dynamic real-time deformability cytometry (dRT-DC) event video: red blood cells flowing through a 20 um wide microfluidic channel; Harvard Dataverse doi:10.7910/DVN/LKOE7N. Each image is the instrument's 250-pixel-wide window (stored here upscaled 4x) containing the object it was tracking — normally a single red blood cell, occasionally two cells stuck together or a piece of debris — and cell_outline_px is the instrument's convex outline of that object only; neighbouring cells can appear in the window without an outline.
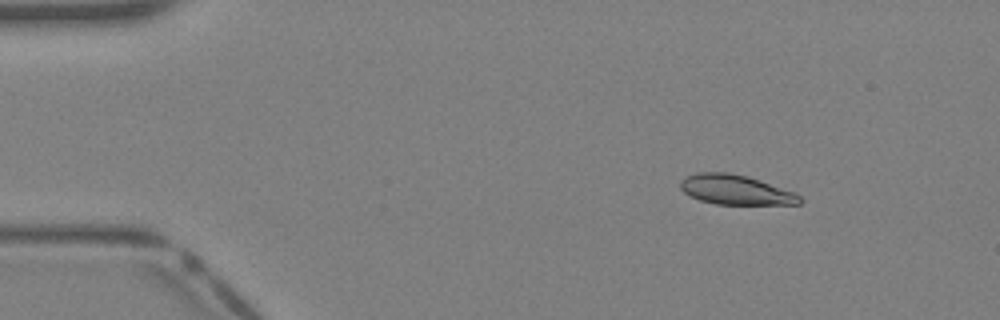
{"species": "Egyptian fruit bat (a non-hibernating species)", "species_latin": "Rousettus aegyptiacus", "temperature_condition": "warm", "stored_images_in_passage": 39, "camera_frame_rate_fps": 3000, "um_per_image_px": 0.085, "animal": {"sex": "female"}, "frame": {"image": 1, "passage_image": 5, "time_ms": 1.333, "image_size_px": [1000, 320], "cell_outline_px": [[804, 200], [800, 204], [716, 204], [700, 200], [684, 192], [680, 188], [680, 180], [688, 176], [700, 172], [728, 172], [748, 176], [796, 192]], "centroid_in_image_um": [62.57, 16.13], "position_along_channel_um": 22.4, "area_um2": 20.69}}
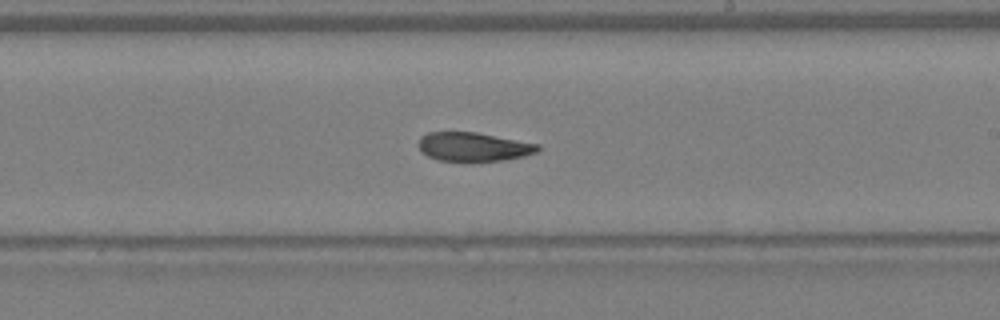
{"frame": {"image": 2, "passage_image": 23, "time_ms": 7.333, "image_size_px": [1000, 320], "cell_outline_px": [[540, 148], [536, 152], [524, 156], [504, 160], [472, 164], [436, 160], [420, 152], [420, 136], [428, 132], [476, 132], [540, 144]], "centroid_in_image_um": [40.23, 12.52], "position_along_channel_um": 248.8, "area_um2": 20.81}}
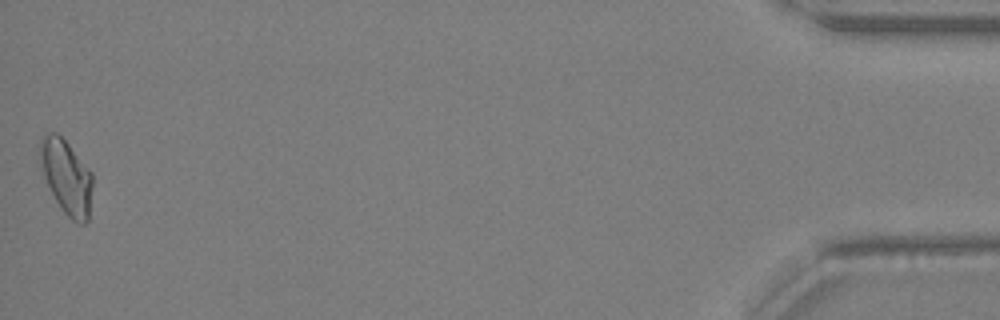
{"frame": {"image": 3, "passage_image": 39, "time_ms": 12.667, "image_size_px": [1000, 320], "cell_outline_px": [[92, 188], [88, 220], [84, 224], [76, 224], [60, 208], [44, 176], [40, 156], [40, 140], [44, 132], [56, 132], [68, 144], [92, 172]], "centroid_in_image_um": [5.66, 15.04], "position_along_channel_um": 429.5, "area_um2": 22.48}}